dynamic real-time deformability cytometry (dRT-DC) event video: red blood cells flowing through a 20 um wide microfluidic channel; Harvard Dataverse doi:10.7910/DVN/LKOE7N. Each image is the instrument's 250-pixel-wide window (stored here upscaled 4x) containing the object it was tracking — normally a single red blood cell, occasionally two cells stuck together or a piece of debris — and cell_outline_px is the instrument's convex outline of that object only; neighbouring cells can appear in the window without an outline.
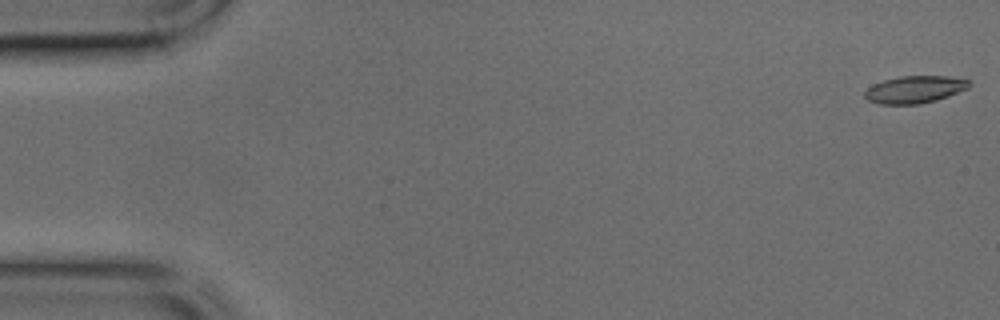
{"species": "common noctule bat (a hibernating species)", "species_latin": "Nyctalus noctula", "temperature_condition": "cold", "stored_images_in_passage": 37, "camera_frame_rate_fps": 3000, "um_per_image_px": 0.085, "animal": {"sex": "male", "body_mass_g": 17.9, "forearm_length_mm": 54.2}, "frame": {"image": 1, "passage_image": 1, "time_ms": 0.0, "image_size_px": [1000, 320], "cell_outline_px": [[972, 84], [968, 88], [948, 96], [936, 100], [920, 104], [880, 104], [868, 100], [864, 96], [864, 92], [872, 84], [884, 80], [900, 76], [948, 76], [968, 80]], "centroid_in_image_um": [77.74, 7.6], "position_along_channel_um": 7.3, "area_um2": 16.59}}
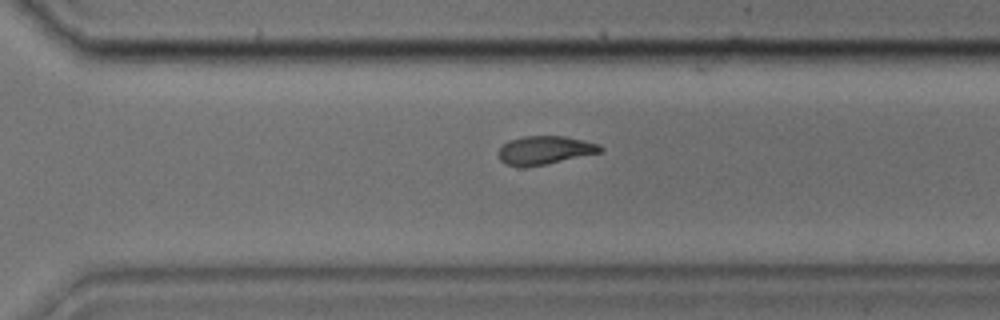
{"frame": {"image": 2, "passage_image": 31, "time_ms": 10.0, "image_size_px": [1000, 320], "cell_outline_px": [[604, 152], [524, 168], [504, 164], [500, 160], [500, 148], [508, 140], [524, 136], [564, 136], [584, 140], [600, 144], [604, 148]], "centroid_in_image_um": [46.34, 12.77], "position_along_channel_um": 324.3, "area_um2": 16.99}}
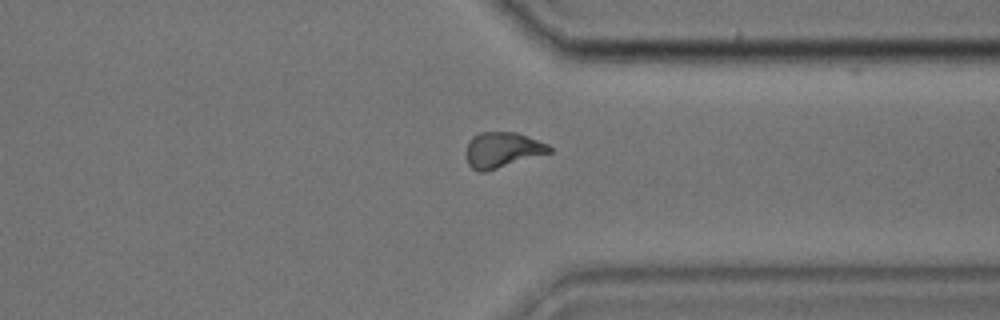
{"frame": {"image": 3, "passage_image": 34, "time_ms": 11.0, "image_size_px": [1000, 320], "cell_outline_px": [[552, 152], [484, 172], [480, 172], [472, 168], [468, 164], [468, 140], [472, 136], [480, 132], [516, 132], [548, 144], [552, 148]], "centroid_in_image_um": [42.71, 12.73], "position_along_channel_um": 368.7, "area_um2": 16.99}}